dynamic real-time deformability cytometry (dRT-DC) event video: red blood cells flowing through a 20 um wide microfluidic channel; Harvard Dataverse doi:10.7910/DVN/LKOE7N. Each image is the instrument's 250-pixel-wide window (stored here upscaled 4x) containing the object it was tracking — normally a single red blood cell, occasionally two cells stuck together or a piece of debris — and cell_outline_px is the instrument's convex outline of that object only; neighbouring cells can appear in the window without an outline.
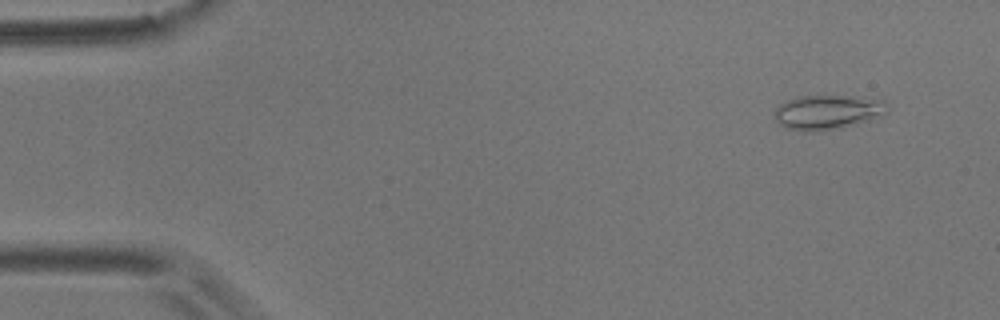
{"species": "common noctule bat (a hibernating species)", "species_latin": "Nyctalus noctula", "temperature_condition": "room temperature", "stored_images_in_passage": 6, "camera_frame_rate_fps": 3000, "um_per_image_px": 0.085, "animal": {"sex": "male", "body_mass_g": 17.9}, "frame": {"image": 1, "passage_image": 2, "time_ms": 0.333, "image_size_px": [1000, 320], "cell_outline_px": [[888, 112], [856, 124], [840, 128], [788, 128], [780, 124], [776, 120], [776, 108], [780, 104], [788, 100], [800, 96], [848, 96], [884, 100], [888, 104]], "centroid_in_image_um": [70.4, 9.48], "position_along_channel_um": 14.6, "area_um2": 21.56}}
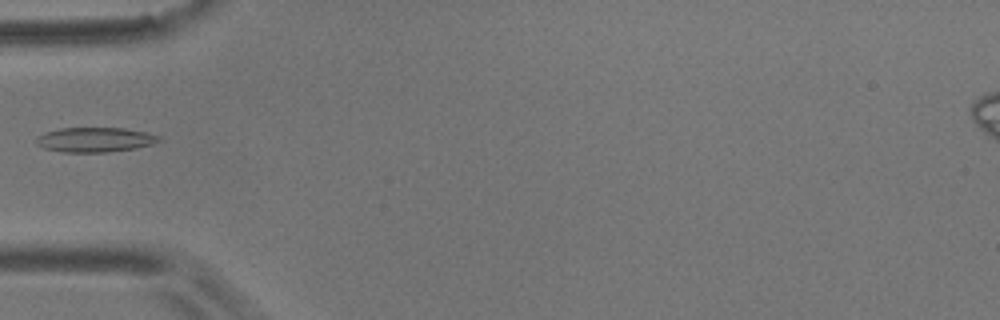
{"frame": {"image": 2, "passage_image": 5, "time_ms": 1.333, "image_size_px": [1000, 320], "cell_outline_px": [[160, 140], [152, 144], [136, 148], [108, 152], [64, 152], [44, 148], [36, 144], [36, 140], [44, 132], [60, 128], [124, 128], [148, 132], [160, 136]], "centroid_in_image_um": [8.09, 11.87], "position_along_channel_um": 76.9, "area_um2": 17.63}}
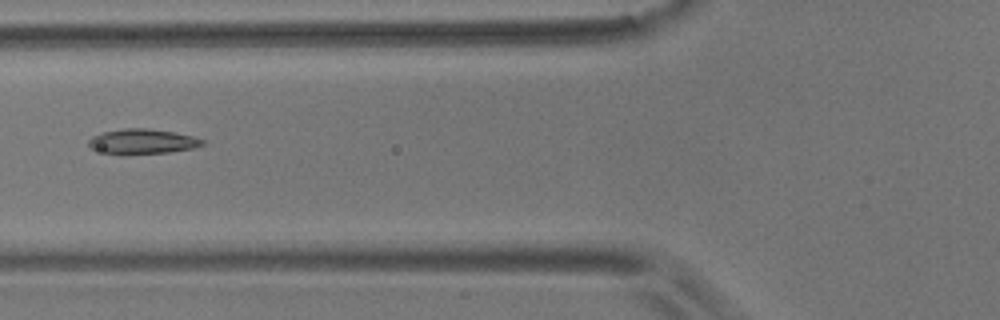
{"frame": {"image": 3, "passage_image": 6, "time_ms": 1.667, "image_size_px": [1000, 320], "cell_outline_px": [[204, 144], [192, 148], [168, 152], [124, 156], [120, 156], [88, 148], [88, 140], [92, 136], [104, 132], [124, 128], [148, 128], [172, 132], [192, 136], [204, 140]], "centroid_in_image_um": [12.03, 12.05], "position_along_channel_um": 113.8, "area_um2": 16.82}}